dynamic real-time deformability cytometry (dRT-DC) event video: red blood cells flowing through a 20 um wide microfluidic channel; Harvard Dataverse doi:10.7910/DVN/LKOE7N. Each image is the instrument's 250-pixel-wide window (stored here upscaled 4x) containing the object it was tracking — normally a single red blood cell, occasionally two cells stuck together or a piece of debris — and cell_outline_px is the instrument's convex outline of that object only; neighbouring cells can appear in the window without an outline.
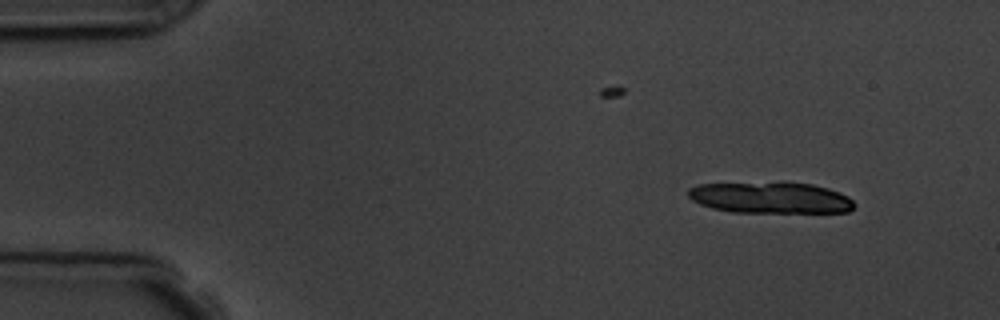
{"species": "common noctule bat (a hibernating species)", "species_latin": "Nyctalus noctula", "temperature_condition": "room temperature", "stored_images_in_passage": 4, "camera_frame_rate_fps": 3000, "um_per_image_px": 0.085, "animal": {"sex": "male", "body_mass_g": 19.5, "forearm_length_mm": 54.6}, "frame": {"image": 1, "passage_image": 1, "time_ms": 0.0, "image_size_px": [1000, 320], "cell_outline_px": [[856, 204], [848, 212], [732, 212], [712, 208], [700, 204], [692, 200], [688, 196], [688, 188], [700, 184], [784, 180], [812, 184], [828, 188], [840, 192], [848, 196]], "centroid_in_image_um": [65.49, 16.77], "position_along_channel_um": 19.5, "area_um2": 31.15}}
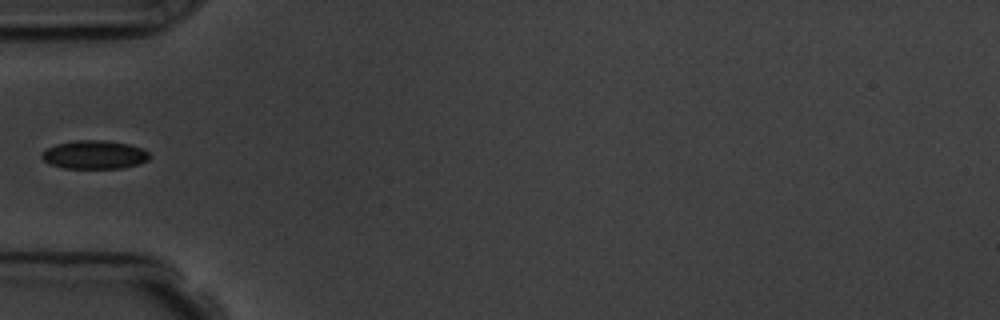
{"frame": {"image": 2, "passage_image": 4, "time_ms": 4.333, "image_size_px": [1000, 320], "cell_outline_px": [[148, 160], [140, 164], [120, 168], [64, 168], [48, 164], [40, 156], [48, 148], [56, 144], [76, 140], [104, 140], [128, 144], [140, 148], [148, 152]], "centroid_in_image_um": [8.01, 13.15], "position_along_channel_um": 77.0, "area_um2": 17.74}}